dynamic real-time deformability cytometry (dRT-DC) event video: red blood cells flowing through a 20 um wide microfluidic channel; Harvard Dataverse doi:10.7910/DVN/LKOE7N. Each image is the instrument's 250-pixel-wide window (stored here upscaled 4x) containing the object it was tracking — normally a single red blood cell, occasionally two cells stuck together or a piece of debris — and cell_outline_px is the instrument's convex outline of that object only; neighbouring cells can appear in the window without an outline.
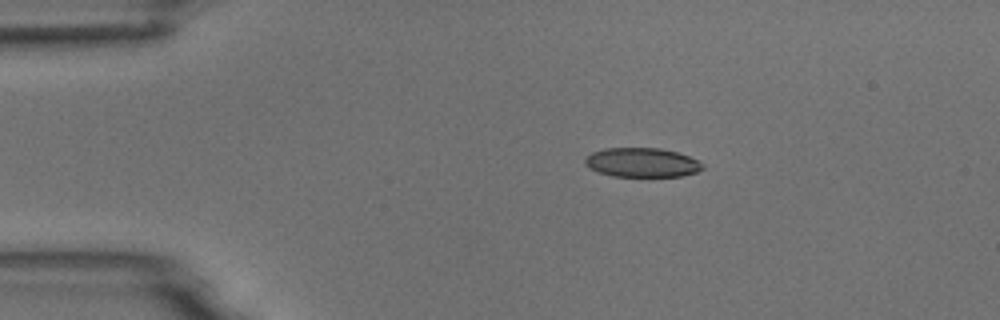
{"species": "common noctule bat (a hibernating species)", "species_latin": "Nyctalus noctula", "temperature_condition": "room temperature", "stored_images_in_passage": 45, "camera_frame_rate_fps": 3000, "um_per_image_px": 0.085, "animal": {"sex": "male", "body_mass_g": 18.8}, "frame": {"image": 1, "passage_image": 1, "time_ms": 0.0, "image_size_px": [1000, 320], "cell_outline_px": [[704, 168], [696, 172], [680, 176], [612, 176], [596, 172], [588, 168], [584, 164], [584, 160], [592, 152], [604, 148], [660, 148], [676, 152], [688, 156], [704, 164]], "centroid_in_image_um": [54.53, 13.81], "position_along_channel_um": 30.5, "area_um2": 20.06}}
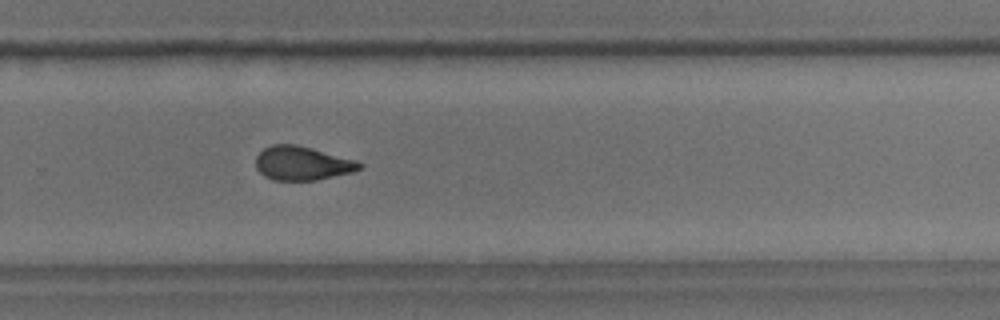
{"frame": {"image": 2, "passage_image": 27, "time_ms": 8.667, "image_size_px": [1000, 320], "cell_outline_px": [[364, 164], [360, 168], [352, 172], [316, 180], [272, 180], [264, 176], [256, 168], [256, 156], [264, 148], [272, 144], [296, 144], [312, 148], [356, 160]], "centroid_in_image_um": [25.67, 13.87], "position_along_channel_um": 304.1, "area_um2": 20.46}}
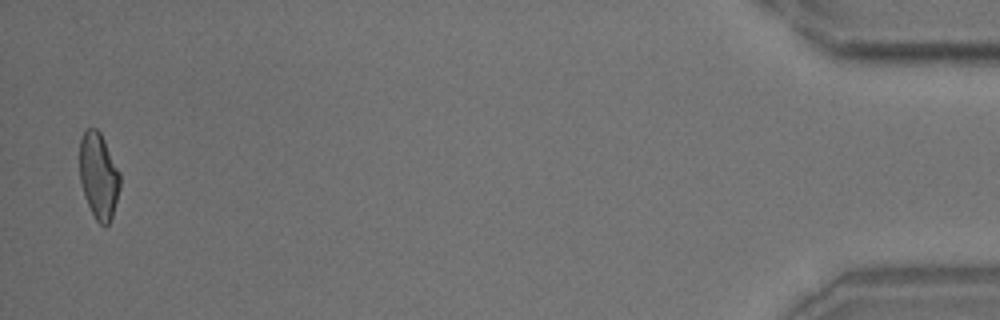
{"frame": {"image": 3, "passage_image": 44, "time_ms": 14.333, "image_size_px": [1000, 320], "cell_outline_px": [[120, 188], [112, 216], [108, 224], [104, 228], [96, 220], [84, 196], [80, 180], [80, 140], [84, 128], [96, 128], [100, 132], [120, 172]], "centroid_in_image_um": [8.38, 14.93], "position_along_channel_um": 426.8, "area_um2": 20.29}, "authors_computed_cell_mechanics": {"area_um2": 20.9236, "velocity_mm_per_s": 3.7297, "shape_relaxation_time_tau1_ms": 6.0362, "shape_relaxation_time_tau2_ms": 2.0124, "deformation_change_tau1": 0.1468, "deformation_change_tau2": 0.0864}}